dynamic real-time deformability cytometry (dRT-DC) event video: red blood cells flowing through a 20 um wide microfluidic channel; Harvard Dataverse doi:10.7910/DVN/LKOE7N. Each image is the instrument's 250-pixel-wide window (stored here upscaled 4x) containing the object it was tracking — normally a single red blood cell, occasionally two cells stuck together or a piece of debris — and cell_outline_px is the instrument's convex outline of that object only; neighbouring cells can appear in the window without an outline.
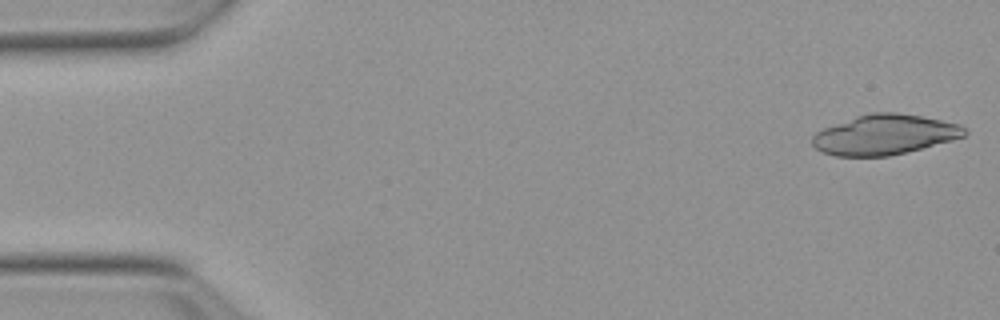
{"species": "Egyptian fruit bat (a non-hibernating species)", "species_latin": "Rousettus aegyptiacus", "temperature_condition": "warm", "stored_images_in_passage": 51, "camera_frame_rate_fps": 3000, "um_per_image_px": 0.085, "animal": {"sex": "female"}, "frame": {"image": 1, "passage_image": 1, "time_ms": 0.0, "image_size_px": [1000, 320], "cell_outline_px": [[968, 132], [964, 136], [952, 140], [888, 156], [836, 156], [824, 152], [816, 148], [812, 144], [812, 136], [816, 132], [824, 128], [856, 116], [872, 112], [896, 112], [920, 116], [960, 124], [968, 128]], "centroid_in_image_um": [75.2, 11.44], "position_along_channel_um": 9.8, "area_um2": 35.2}}